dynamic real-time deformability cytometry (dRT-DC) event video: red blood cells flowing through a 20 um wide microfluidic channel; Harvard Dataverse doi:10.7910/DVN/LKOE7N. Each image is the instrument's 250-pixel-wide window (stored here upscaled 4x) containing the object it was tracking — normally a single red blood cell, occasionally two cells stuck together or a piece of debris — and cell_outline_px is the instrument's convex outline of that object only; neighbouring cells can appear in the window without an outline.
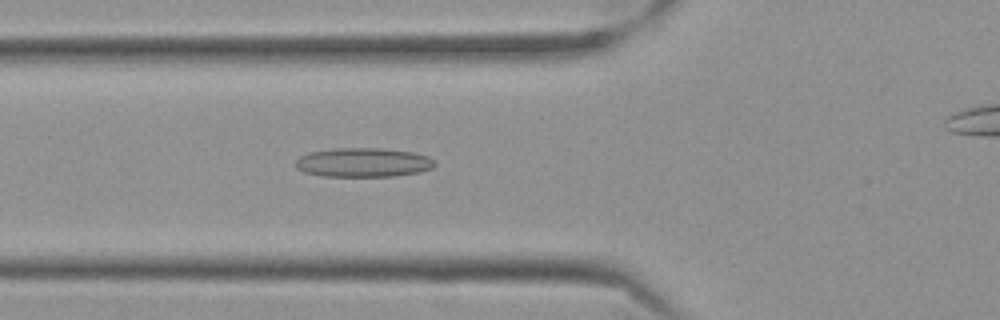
{"species": "Egyptian fruit bat (a non-hibernating species)", "species_latin": "Rousettus aegyptiacus", "temperature_condition": "cold", "stored_images_in_passage": 39, "camera_frame_rate_fps": 3000, "um_per_image_px": 0.085, "frame": {"image": 1, "passage_image": 9, "time_ms": 2.667, "image_size_px": [1000, 320], "cell_outline_px": [[436, 164], [432, 168], [420, 172], [392, 176], [324, 176], [304, 172], [296, 168], [296, 160], [300, 156], [308, 152], [336, 148], [384, 148], [412, 152], [428, 156]], "centroid_in_image_um": [30.86, 13.8], "position_along_channel_um": 94.9, "area_um2": 23.64}}
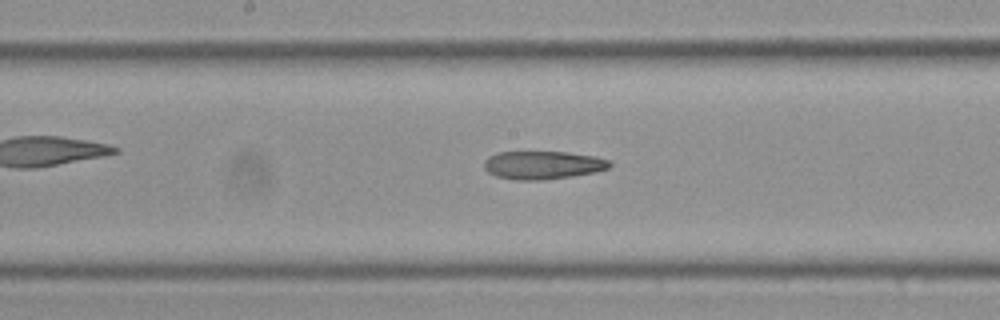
{"frame": {"image": 2, "passage_image": 18, "time_ms": 5.667, "image_size_px": [1000, 320], "cell_outline_px": [[612, 164], [608, 168], [592, 172], [572, 176], [540, 180], [516, 180], [496, 176], [488, 172], [484, 168], [484, 160], [488, 156], [496, 152], [568, 152], [596, 156], [608, 160]], "centroid_in_image_um": [46.1, 14.02], "position_along_channel_um": 202.1, "area_um2": 20.58}}
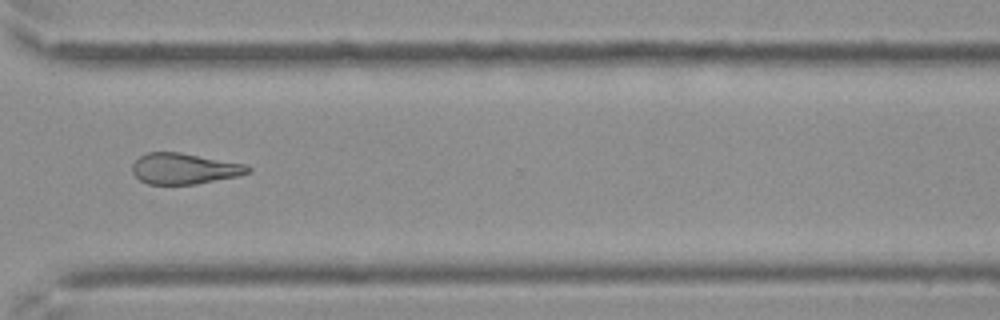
{"frame": {"image": 3, "passage_image": 31, "time_ms": 10.0, "image_size_px": [1000, 320], "cell_outline_px": [[252, 168], [248, 172], [236, 176], [196, 184], [148, 184], [140, 180], [132, 172], [132, 164], [140, 156], [148, 152], [180, 152], [248, 164]], "centroid_in_image_um": [15.66, 14.32], "position_along_channel_um": 354.9, "area_um2": 20.81}}